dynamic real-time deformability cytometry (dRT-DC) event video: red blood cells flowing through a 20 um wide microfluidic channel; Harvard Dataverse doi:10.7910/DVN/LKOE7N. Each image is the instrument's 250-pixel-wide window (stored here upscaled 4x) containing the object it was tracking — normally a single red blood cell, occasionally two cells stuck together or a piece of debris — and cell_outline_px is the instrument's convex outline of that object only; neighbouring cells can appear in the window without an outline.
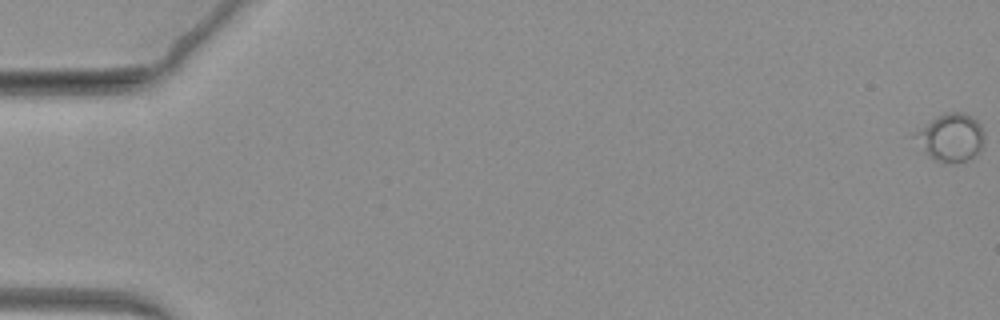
{"species": "common noctule bat (a hibernating species)", "species_latin": "Nyctalus noctula", "temperature_condition": "warm", "stored_images_in_passage": 69, "camera_frame_rate_fps": 3000, "um_per_image_px": 0.085, "animal": {"sex": "female", "body_mass_g": 19.3, "forearm_length_mm": 54.1}, "frame": {"image": 1, "passage_image": 1, "time_ms": 0.0, "image_size_px": [1000, 320], "cell_outline_px": [[984, 140], [976, 156], [960, 164], [944, 164], [936, 160], [912, 136], [912, 132], [936, 116], [944, 112], [964, 112], [972, 116], [980, 124], [984, 132]], "centroid_in_image_um": [80.84, 11.68], "position_along_channel_um": 4.2, "area_um2": 19.54}}
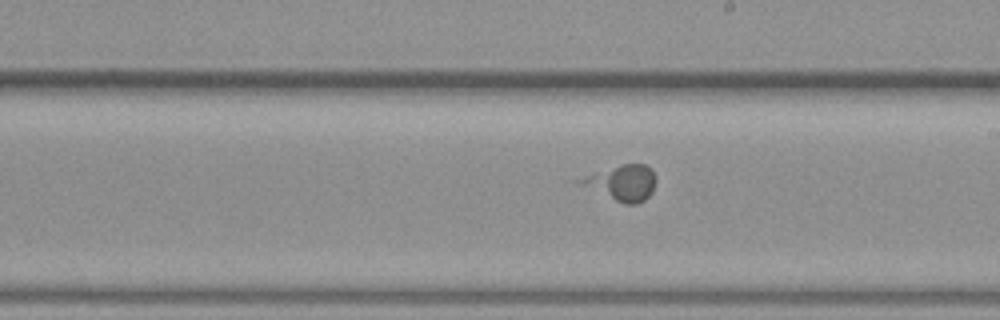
{"frame": {"image": 2, "passage_image": 41, "time_ms": 13.333, "image_size_px": [1000, 320], "cell_outline_px": [[656, 180], [652, 192], [644, 200], [636, 204], [624, 204], [580, 184], [572, 180], [620, 164], [644, 164], [652, 168]], "centroid_in_image_um": [52.88, 15.52], "position_along_channel_um": 236.1, "area_um2": 15.55}}
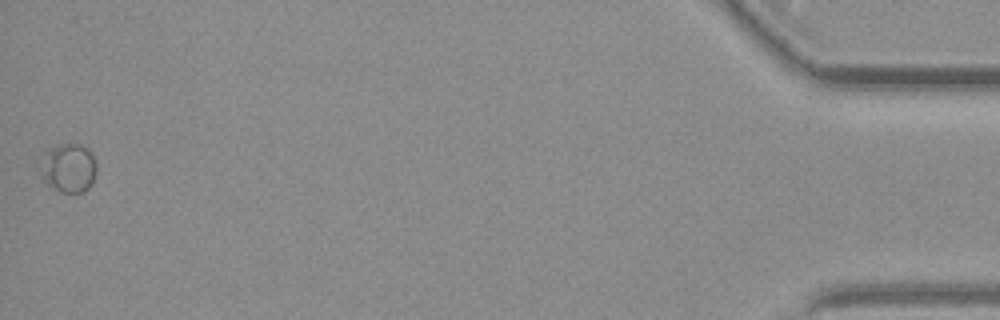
{"frame": {"image": 3, "passage_image": 69, "time_ms": 22.667, "image_size_px": [1000, 320], "cell_outline_px": [[96, 172], [92, 184], [84, 192], [60, 192], [52, 188], [40, 176], [36, 168], [36, 164], [44, 152], [56, 144], [80, 144], [88, 148], [92, 152], [96, 160]], "centroid_in_image_um": [5.76, 14.25], "position_along_channel_um": 429.4, "area_um2": 16.82}}